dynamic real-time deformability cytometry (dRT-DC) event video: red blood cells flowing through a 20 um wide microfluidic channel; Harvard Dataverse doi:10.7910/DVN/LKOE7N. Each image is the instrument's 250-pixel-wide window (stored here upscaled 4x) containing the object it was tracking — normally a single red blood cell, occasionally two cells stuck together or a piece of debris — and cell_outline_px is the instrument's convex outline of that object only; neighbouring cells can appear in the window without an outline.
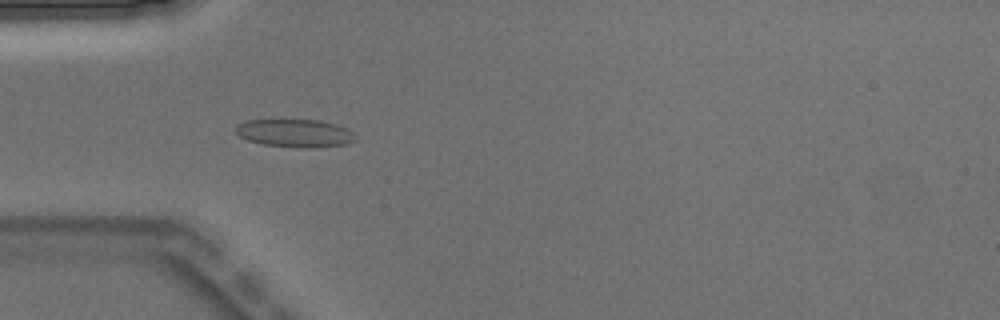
{"species": "Egyptian fruit bat (a non-hibernating species)", "species_latin": "Rousettus aegyptiacus", "temperature_condition": "warm", "stored_images_in_passage": 5, "camera_frame_rate_fps": 3000, "um_per_image_px": 0.085, "animal": {"sex": "male"}, "frame": {"image": 1, "passage_image": 4, "time_ms": 1.0, "image_size_px": [1000, 320], "cell_outline_px": [[356, 140], [348, 144], [312, 148], [304, 148], [264, 144], [248, 140], [240, 136], [236, 132], [236, 124], [244, 120], [320, 120], [336, 124], [348, 128], [356, 136]], "centroid_in_image_um": [25.11, 11.31], "position_along_channel_um": 59.9, "area_um2": 19.59}}